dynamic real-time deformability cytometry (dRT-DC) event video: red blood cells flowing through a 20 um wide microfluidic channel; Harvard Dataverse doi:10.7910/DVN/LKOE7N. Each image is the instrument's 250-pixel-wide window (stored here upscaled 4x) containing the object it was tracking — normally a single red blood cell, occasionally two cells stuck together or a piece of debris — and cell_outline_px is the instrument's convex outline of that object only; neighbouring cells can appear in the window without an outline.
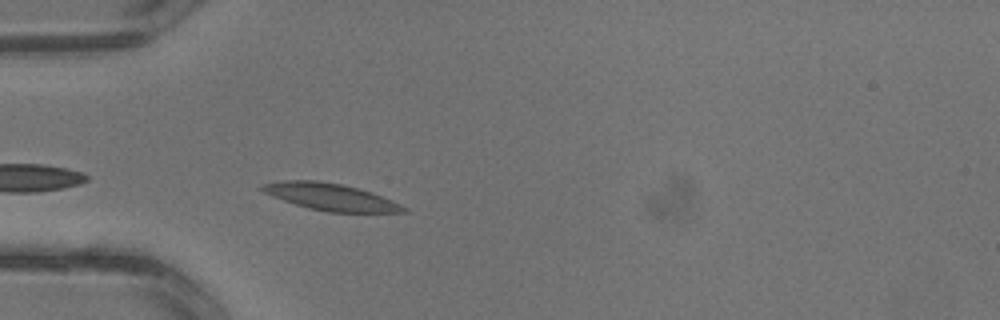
{"species": "common noctule bat (a hibernating species)", "species_latin": "Nyctalus noctula", "temperature_condition": "warm", "stored_images_in_passage": 2, "camera_frame_rate_fps": 3000, "um_per_image_px": 0.085, "animal": {"sex": "male", "body_mass_g": 13.3}, "frame": {"image": 1, "passage_image": 2, "time_ms": 0.333, "image_size_px": [1000, 320], "cell_outline_px": [[408, 212], [328, 212], [308, 208], [272, 196], [264, 192], [260, 188], [264, 184], [284, 180], [316, 180], [340, 184], [372, 192], [408, 208]], "centroid_in_image_um": [28.1, 16.74], "position_along_channel_um": 56.9, "area_um2": 21.79}}